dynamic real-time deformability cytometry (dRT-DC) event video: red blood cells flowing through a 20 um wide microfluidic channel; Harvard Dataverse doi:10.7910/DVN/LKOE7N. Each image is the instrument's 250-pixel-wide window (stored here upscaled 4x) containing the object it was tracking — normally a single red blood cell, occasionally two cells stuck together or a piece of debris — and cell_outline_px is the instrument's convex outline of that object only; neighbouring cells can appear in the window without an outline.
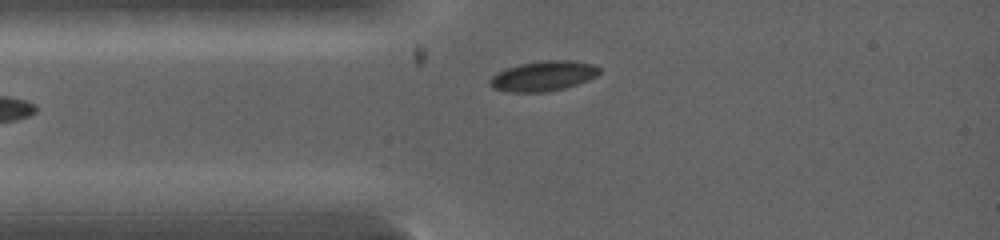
{"species": "common noctule bat (a hibernating species)", "species_latin": "Nyctalus noctula", "temperature_condition": "warm", "stored_images_in_passage": 44, "camera_frame_rate_fps": 5000, "um_per_image_px": 0.085, "animal": {"sex": "female", "body_mass_g": 19.0, "forearm_length_mm": 53.3}, "frame": {"image": 1, "passage_image": 4, "time_ms": 0.6, "image_size_px": [1000, 240], "cell_outline_px": [[600, 72], [596, 76], [588, 80], [564, 88], [548, 92], [508, 92], [492, 88], [488, 84], [488, 80], [496, 72], [520, 64], [544, 60], [572, 60], [596, 64], [600, 68]], "centroid_in_image_um": [46.17, 6.46], "position_along_channel_um": 38.8, "area_um2": 19.36}}
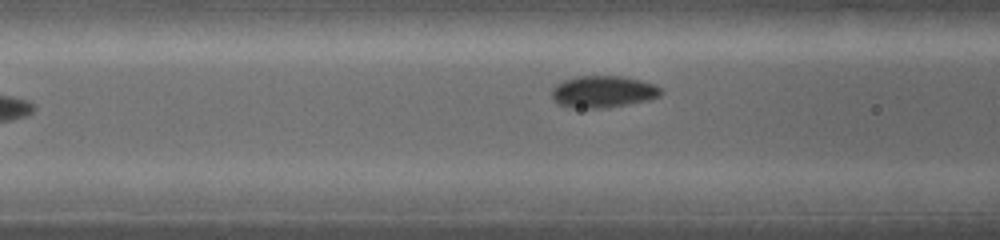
{"frame": {"image": 2, "passage_image": 12, "time_ms": 2.0, "image_size_px": [1000, 240], "cell_outline_px": [[664, 92], [660, 96], [648, 100], [608, 108], [572, 108], [560, 104], [552, 100], [552, 88], [556, 84], [564, 80], [576, 76], [620, 76], [640, 80], [656, 84]], "centroid_in_image_um": [51.27, 7.8], "position_along_channel_um": 115.3, "area_um2": 20.46}}
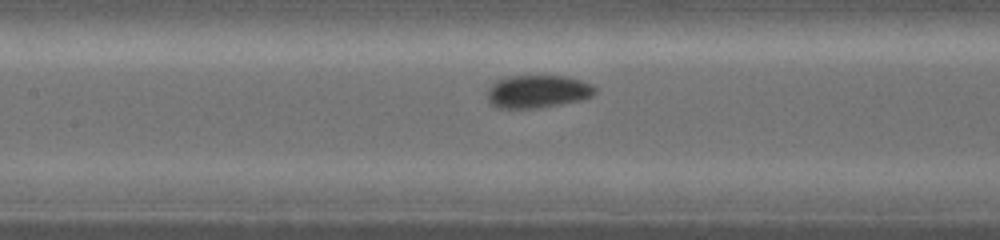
{"frame": {"image": 3, "passage_image": 17, "time_ms": 2.8, "image_size_px": [1000, 240], "cell_outline_px": [[596, 92], [592, 96], [580, 100], [560, 104], [536, 108], [496, 108], [488, 100], [488, 88], [496, 80], [508, 76], [568, 76], [592, 84], [596, 88]], "centroid_in_image_um": [45.7, 7.77], "position_along_channel_um": 161.7, "area_um2": 20.63}}